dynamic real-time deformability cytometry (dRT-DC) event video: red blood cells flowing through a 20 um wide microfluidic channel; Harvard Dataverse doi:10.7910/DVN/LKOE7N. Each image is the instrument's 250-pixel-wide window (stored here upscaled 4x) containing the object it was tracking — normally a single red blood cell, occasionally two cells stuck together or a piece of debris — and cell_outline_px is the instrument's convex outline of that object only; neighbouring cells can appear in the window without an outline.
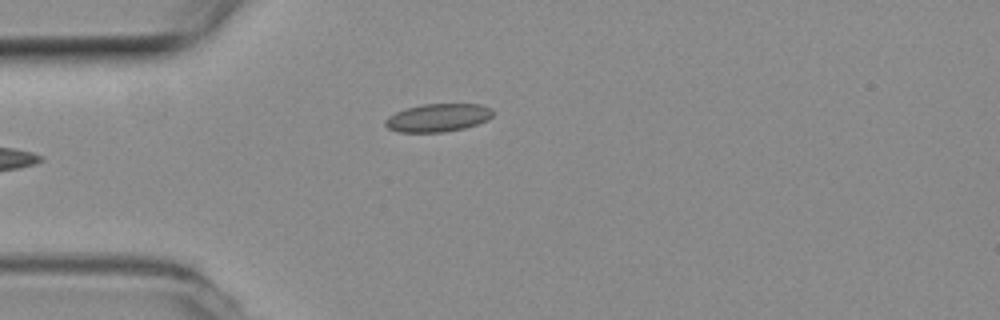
{"species": "common noctule bat (a hibernating species)", "species_latin": "Nyctalus noctula", "temperature_condition": "room temperature", "stored_images_in_passage": 8, "camera_frame_rate_fps": 3000, "um_per_image_px": 0.085, "animal": {"sex": "female", "body_mass_g": 19.3, "forearm_length_mm": 54.1}, "frame": {"image": 1, "passage_image": 4, "time_ms": 1.0, "image_size_px": [1000, 320], "cell_outline_px": [[492, 116], [488, 120], [464, 128], [444, 132], [396, 132], [388, 128], [384, 124], [384, 120], [388, 116], [396, 112], [420, 104], [480, 104], [488, 108], [492, 112]], "centroid_in_image_um": [37.18, 10.01], "position_along_channel_um": 47.8, "area_um2": 17.51}}
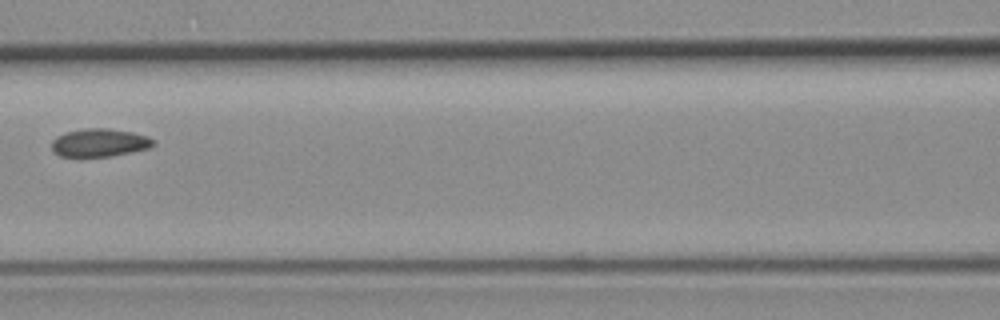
{"frame": {"image": 2, "passage_image": 7, "time_ms": 2.0, "image_size_px": [1000, 320], "cell_outline_px": [[156, 144], [148, 148], [132, 152], [112, 156], [80, 160], [60, 156], [52, 148], [52, 140], [56, 136], [64, 132], [84, 128], [108, 128], [132, 132], [148, 136], [156, 140]], "centroid_in_image_um": [8.43, 12.17], "position_along_channel_um": 158.2, "area_um2": 17.46}}
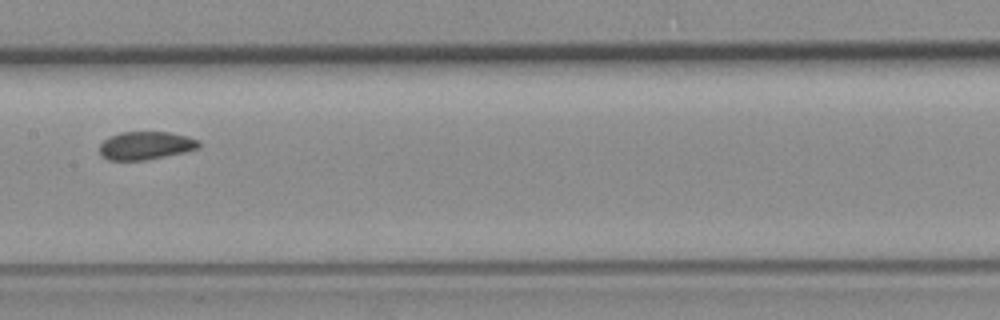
{"frame": {"image": 3, "passage_image": 8, "time_ms": 2.333, "image_size_px": [1000, 320], "cell_outline_px": [[200, 144], [196, 148], [184, 152], [144, 160], [108, 160], [100, 156], [100, 144], [108, 136], [120, 132], [168, 132], [188, 136], [200, 140]], "centroid_in_image_um": [12.35, 12.36], "position_along_channel_um": 195.1, "area_um2": 16.24}}